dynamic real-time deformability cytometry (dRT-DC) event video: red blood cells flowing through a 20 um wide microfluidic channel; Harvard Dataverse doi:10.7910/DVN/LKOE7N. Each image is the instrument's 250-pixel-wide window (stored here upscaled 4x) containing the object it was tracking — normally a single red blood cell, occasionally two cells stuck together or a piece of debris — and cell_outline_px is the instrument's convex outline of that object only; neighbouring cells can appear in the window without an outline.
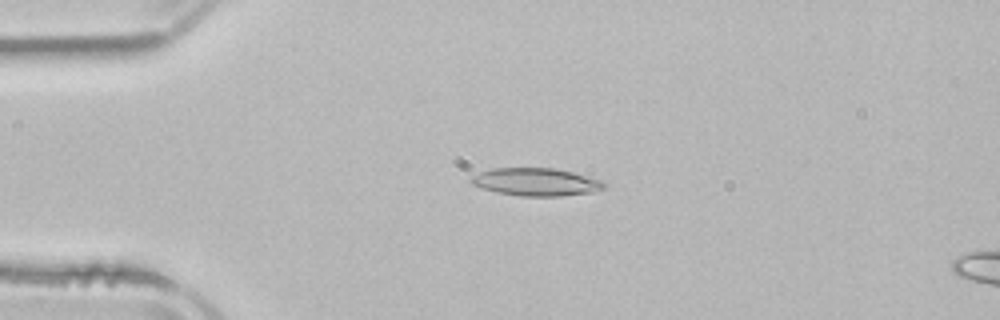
{"species": "common noctule bat (a hibernating species)", "species_latin": "Nyctalus noctula", "temperature_condition": "room temperature", "stored_images_in_passage": 3, "camera_frame_rate_fps": 3000, "um_per_image_px": 0.085, "animal": {"sex": "male", "body_mass_g": 21.5, "forearm_length_mm": 52.0}, "frame": {"image": 1, "passage_image": 2, "time_ms": 1.333, "image_size_px": [1000, 320], "cell_outline_px": [[604, 188], [592, 192], [560, 196], [520, 196], [496, 192], [480, 188], [472, 184], [472, 176], [480, 172], [492, 168], [556, 168], [604, 180]], "centroid_in_image_um": [45.57, 15.46], "position_along_channel_um": 39.4, "area_um2": 21.5}}